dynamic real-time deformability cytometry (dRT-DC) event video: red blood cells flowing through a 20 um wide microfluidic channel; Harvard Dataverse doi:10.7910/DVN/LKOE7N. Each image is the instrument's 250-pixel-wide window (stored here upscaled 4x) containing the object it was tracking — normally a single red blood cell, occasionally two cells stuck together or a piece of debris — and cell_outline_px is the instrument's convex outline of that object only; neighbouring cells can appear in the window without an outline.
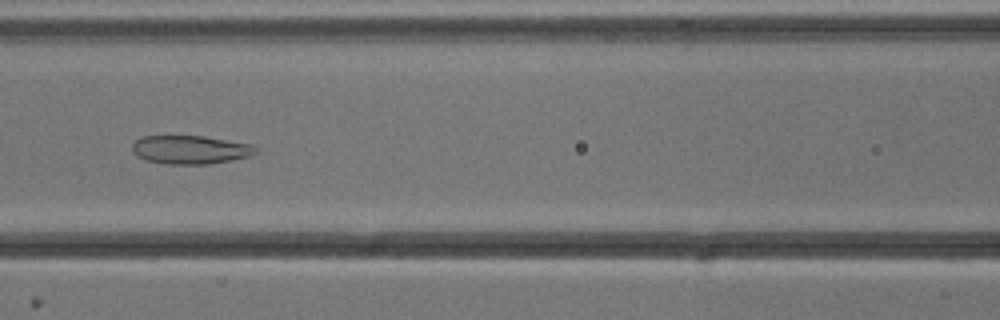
{"species": "common noctule bat (a hibernating species)", "species_latin": "Nyctalus noctula", "temperature_condition": "cold", "stored_images_in_passage": 52, "camera_frame_rate_fps": 3000, "um_per_image_px": 0.085, "animal": {"sex": "male", "body_mass_g": 13.3}, "frame": {"image": 1, "passage_image": 22, "time_ms": 7.0, "image_size_px": [1000, 320], "cell_outline_px": [[256, 152], [248, 156], [232, 160], [208, 164], [164, 164], [144, 160], [136, 156], [132, 152], [132, 144], [136, 140], [144, 136], [204, 136], [252, 144], [256, 148]], "centroid_in_image_um": [16.13, 12.73], "position_along_channel_um": 150.5, "area_um2": 20.58}}
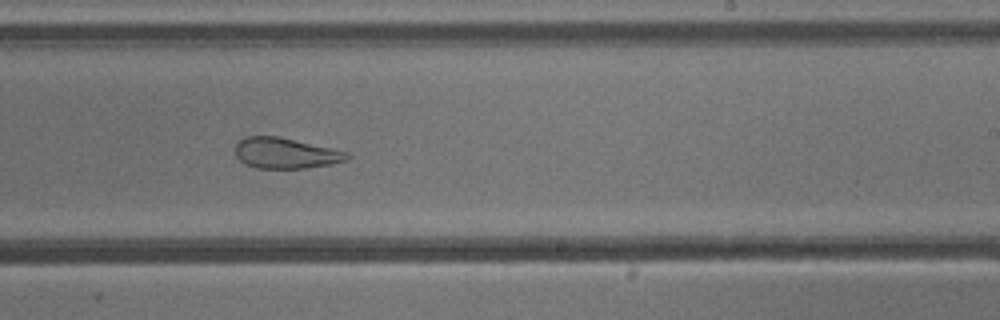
{"frame": {"image": 2, "passage_image": 31, "time_ms": 10.0, "image_size_px": [1000, 320], "cell_outline_px": [[352, 156], [348, 160], [332, 164], [304, 168], [256, 168], [240, 160], [236, 156], [236, 144], [244, 136], [276, 136], [332, 148], [348, 152]], "centroid_in_image_um": [24.31, 13.02], "position_along_channel_um": 264.7, "area_um2": 19.88}}
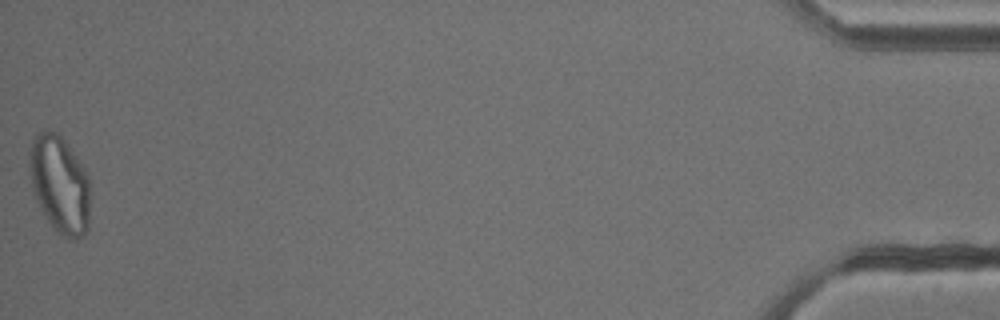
{"frame": {"image": 3, "passage_image": 52, "time_ms": 17.0, "image_size_px": [1000, 320], "cell_outline_px": [[88, 228], [84, 236], [72, 240], [68, 240], [48, 220], [36, 200], [32, 188], [28, 164], [28, 152], [32, 140], [40, 132], [48, 128], [56, 132], [68, 144], [88, 176]], "centroid_in_image_um": [5.04, 15.64], "position_along_channel_um": 430.2, "area_um2": 34.22}, "authors_computed_cell_mechanics": {"area_um2": 28.5532, "velocity_mm_per_s": 3.8357, "shape_relaxation_time_tau1_ms": null, "shape_relaxation_time_tau2_ms": 3.4872, "deformation_change_tau1": null, "deformation_change_tau2": 0.1216}}